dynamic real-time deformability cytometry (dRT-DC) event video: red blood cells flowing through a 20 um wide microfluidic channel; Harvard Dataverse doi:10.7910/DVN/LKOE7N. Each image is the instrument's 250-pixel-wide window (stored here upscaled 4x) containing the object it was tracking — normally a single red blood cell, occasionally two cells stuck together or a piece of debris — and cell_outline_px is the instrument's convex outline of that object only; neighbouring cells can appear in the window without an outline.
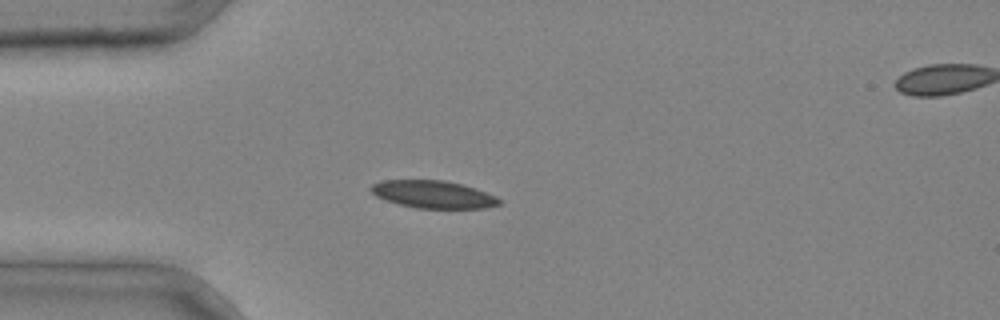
{"species": "common noctule bat (a hibernating species)", "species_latin": "Nyctalus noctula", "temperature_condition": "cold", "stored_images_in_passage": 3, "segment_of_instrument_passage": [1, 2], "camera_frame_rate_fps": 3000, "um_per_image_px": 0.085, "animal": {"sex": "male", "body_mass_g": 20.4}, "frame": {"image": 1, "passage_image": 2, "time_ms": 0.333, "image_size_px": [1000, 320], "cell_outline_px": [[504, 200], [500, 204], [484, 208], [416, 208], [400, 204], [376, 196], [368, 188], [372, 184], [384, 180], [444, 180], [476, 188], [496, 196]], "centroid_in_image_um": [36.85, 16.52], "position_along_channel_um": 48.1, "area_um2": 20.52}}